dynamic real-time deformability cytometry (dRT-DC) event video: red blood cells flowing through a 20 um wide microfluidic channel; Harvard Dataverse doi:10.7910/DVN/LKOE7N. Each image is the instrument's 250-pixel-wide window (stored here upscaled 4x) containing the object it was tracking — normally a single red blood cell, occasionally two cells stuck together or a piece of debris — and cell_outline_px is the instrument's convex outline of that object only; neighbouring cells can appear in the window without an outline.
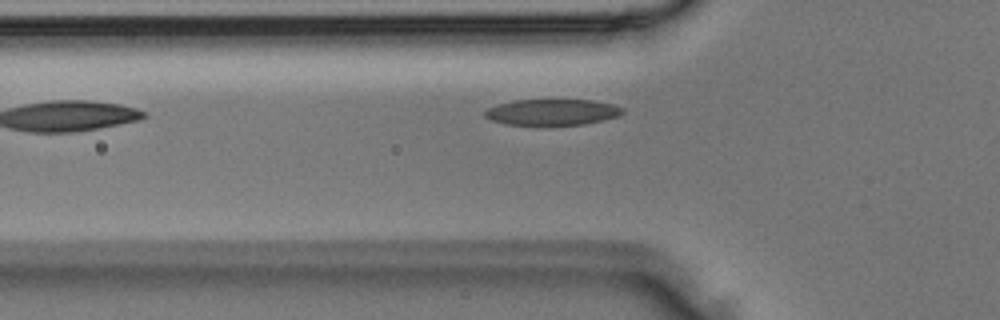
{"species": "Egyptian fruit bat (a non-hibernating species)", "species_latin": "Rousettus aegyptiacus", "temperature_condition": "room temperature", "stored_images_in_passage": 2, "camera_frame_rate_fps": 3000, "um_per_image_px": 0.085, "animal": {"sex": "male"}, "frame": {"image": 1, "passage_image": 2, "time_ms": 0.333, "image_size_px": [1000, 320], "cell_outline_px": [[624, 112], [620, 116], [584, 124], [536, 128], [504, 124], [492, 120], [484, 116], [484, 112], [488, 108], [512, 100], [592, 100], [612, 104], [624, 108]], "centroid_in_image_um": [46.91, 9.58], "position_along_channel_um": 78.9, "area_um2": 21.79}}